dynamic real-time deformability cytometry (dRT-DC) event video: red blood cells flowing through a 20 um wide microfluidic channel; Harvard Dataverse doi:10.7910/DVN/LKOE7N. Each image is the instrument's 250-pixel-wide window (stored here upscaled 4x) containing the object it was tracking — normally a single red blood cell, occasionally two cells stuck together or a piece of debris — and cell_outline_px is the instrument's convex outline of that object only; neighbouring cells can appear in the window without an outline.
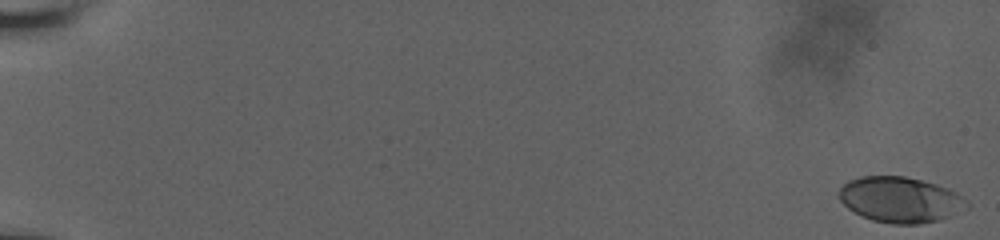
{"species": "human", "species_latin": "Homo sapiens", "temperature_condition": "room temperature", "stored_images_in_passage": 58, "camera_frame_rate_fps": 3000, "um_per_image_px": 0.085, "donor": {"sex": "male"}, "frame": {"image": 1, "passage_image": 1, "time_ms": 0.0, "image_size_px": [1000, 240], "cell_outline_px": [[968, 208], [948, 216], [936, 220], [920, 224], [892, 224], [872, 220], [848, 208], [836, 196], [840, 188], [848, 180], [860, 176], [904, 176], [936, 184], [948, 188], [956, 192], [968, 200]], "centroid_in_image_um": [76.51, 16.96], "position_along_channel_um": 8.5, "area_um2": 33.93}}
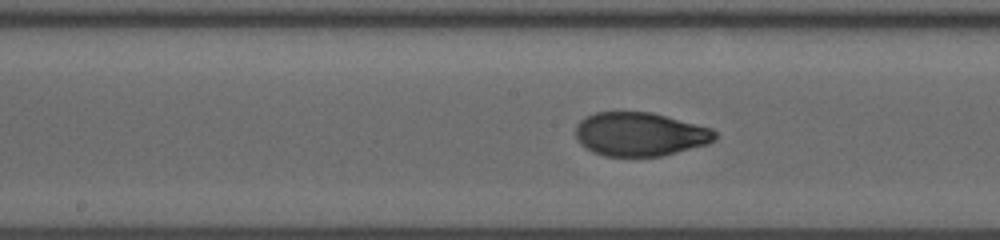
{"frame": {"image": 2, "passage_image": 33, "time_ms": 10.667, "image_size_px": [1000, 240], "cell_outline_px": [[716, 140], [708, 144], [660, 156], [604, 156], [592, 152], [580, 144], [576, 136], [576, 124], [580, 120], [596, 112], [652, 112], [712, 128], [716, 132]], "centroid_in_image_um": [54.4, 11.41], "position_along_channel_um": 193.8, "area_um2": 35.55}}
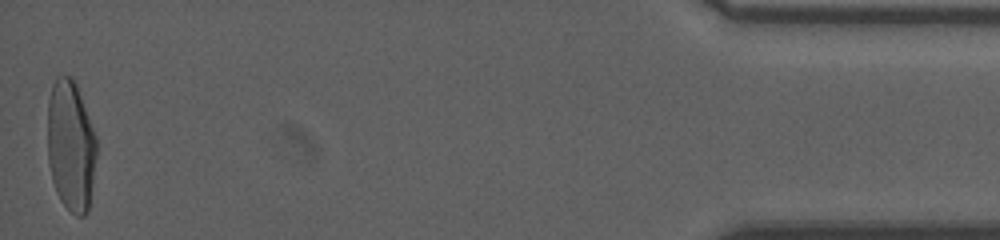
{"frame": {"image": 3, "passage_image": 58, "time_ms": 19.0, "image_size_px": [1000, 240], "cell_outline_px": [[96, 156], [88, 212], [84, 216], [76, 216], [60, 200], [56, 192], [52, 180], [48, 160], [48, 100], [52, 84], [56, 76], [72, 76], [76, 84], [96, 136]], "centroid_in_image_um": [6.01, 12.38], "position_along_channel_um": 429.2, "area_um2": 37.34}, "authors_computed_cell_mechanics": {"area_um2": 35.2002, "velocity_mm_per_s": 3.8009, "shape_relaxation_time_tau1_ms": 4.9693, "shape_relaxation_time_tau2_ms": null, "deformation_change_tau1": 0.207, "deformation_change_tau2": null}}